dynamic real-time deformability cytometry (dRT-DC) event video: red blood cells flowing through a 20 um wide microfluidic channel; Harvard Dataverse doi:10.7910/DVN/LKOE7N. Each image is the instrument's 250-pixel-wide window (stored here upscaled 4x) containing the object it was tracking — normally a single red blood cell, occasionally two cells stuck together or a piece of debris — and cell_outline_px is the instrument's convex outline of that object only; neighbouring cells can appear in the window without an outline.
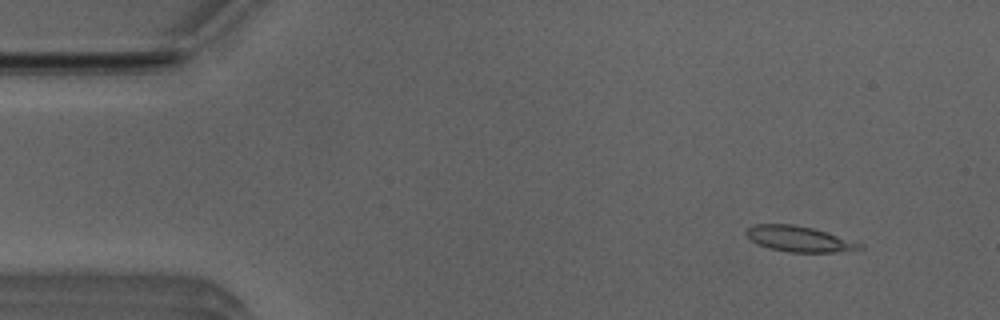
{"species": "Egyptian fruit bat (a non-hibernating species)", "species_latin": "Rousettus aegyptiacus", "temperature_condition": "room temperature", "stored_images_in_passage": 6, "camera_frame_rate_fps": 3000, "um_per_image_px": 0.085, "animal": {"sex": "male"}, "frame": {"image": 1, "passage_image": 2, "time_ms": 0.333, "image_size_px": [1000, 320], "cell_outline_px": [[864, 248], [836, 252], [788, 252], [768, 248], [756, 244], [744, 232], [752, 224], [792, 224], [812, 228], [856, 240], [864, 244]], "centroid_in_image_um": [67.95, 20.31], "position_along_channel_um": 17.0, "area_um2": 17.11}}